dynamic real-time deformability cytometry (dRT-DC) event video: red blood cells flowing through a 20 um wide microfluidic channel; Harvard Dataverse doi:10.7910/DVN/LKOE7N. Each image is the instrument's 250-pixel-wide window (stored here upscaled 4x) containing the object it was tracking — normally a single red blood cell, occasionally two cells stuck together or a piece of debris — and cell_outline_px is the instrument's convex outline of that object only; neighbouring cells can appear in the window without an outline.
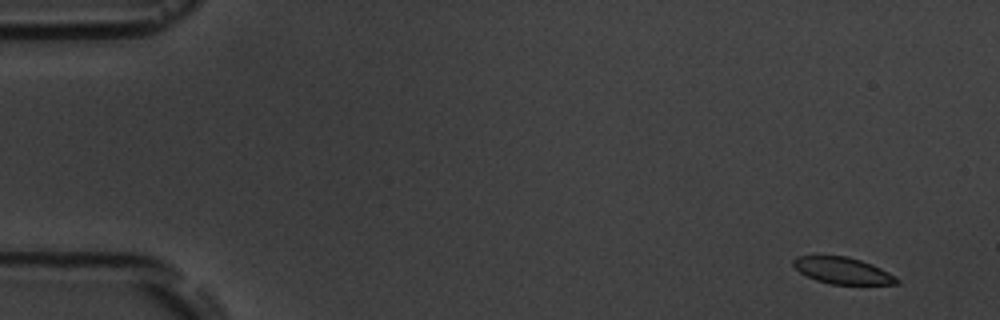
{"species": "common noctule bat (a hibernating species)", "species_latin": "Nyctalus noctula", "temperature_condition": "room temperature", "stored_images_in_passage": 5, "camera_frame_rate_fps": 3000, "um_per_image_px": 0.085, "animal": {"sex": "male", "body_mass_g": 19.5, "forearm_length_mm": 54.6}, "frame": {"image": 1, "passage_image": 1, "time_ms": 0.0, "image_size_px": [1000, 320], "cell_outline_px": [[900, 284], [832, 284], [816, 280], [800, 272], [792, 264], [792, 260], [796, 256], [848, 256], [872, 264], [888, 272], [900, 280]], "centroid_in_image_um": [71.63, 23.0], "position_along_channel_um": 13.4, "area_um2": 15.9}}
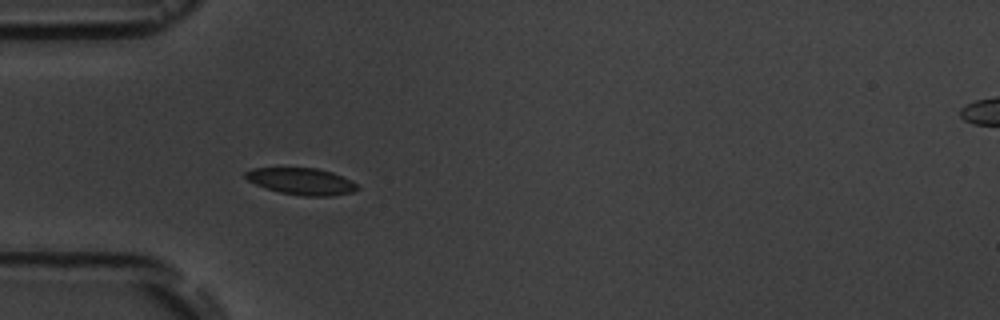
{"frame": {"image": 2, "passage_image": 5, "time_ms": 4.667, "image_size_px": [1000, 320], "cell_outline_px": [[360, 188], [352, 192], [332, 196], [304, 196], [280, 192], [264, 188], [248, 180], [244, 176], [244, 172], [252, 168], [316, 168], [332, 172], [352, 180]], "centroid_in_image_um": [25.63, 15.41], "position_along_channel_um": 59.4, "area_um2": 17.46}}